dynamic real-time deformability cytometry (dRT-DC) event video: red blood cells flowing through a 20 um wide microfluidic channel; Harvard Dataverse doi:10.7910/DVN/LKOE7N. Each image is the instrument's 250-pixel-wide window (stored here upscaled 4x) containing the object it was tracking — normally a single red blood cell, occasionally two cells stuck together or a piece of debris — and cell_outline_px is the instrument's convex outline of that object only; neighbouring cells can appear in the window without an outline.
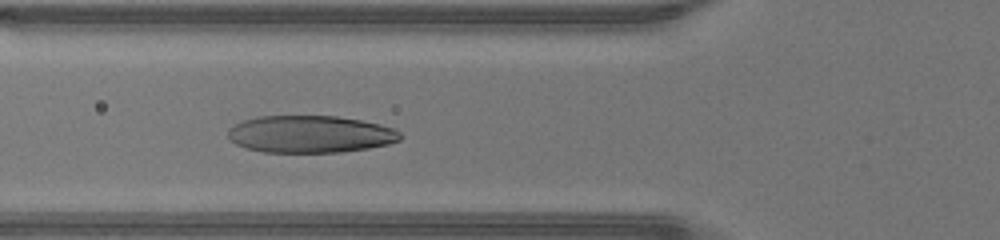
{"species": "human", "species_latin": "Homo sapiens", "temperature_condition": "warm", "stored_images_in_passage": 39, "camera_frame_rate_fps": 3000, "um_per_image_px": 0.085, "donor": {"sex": "male"}, "frame": {"image": 1, "passage_image": 12, "time_ms": 3.667, "image_size_px": [1000, 240], "cell_outline_px": [[404, 136], [400, 140], [388, 144], [368, 148], [340, 152], [264, 152], [248, 148], [236, 144], [228, 140], [228, 128], [232, 124], [256, 116], [336, 116], [360, 120], [380, 124], [392, 128], [400, 132]], "centroid_in_image_um": [26.35, 11.4], "position_along_channel_um": 99.5, "area_um2": 37.51}}
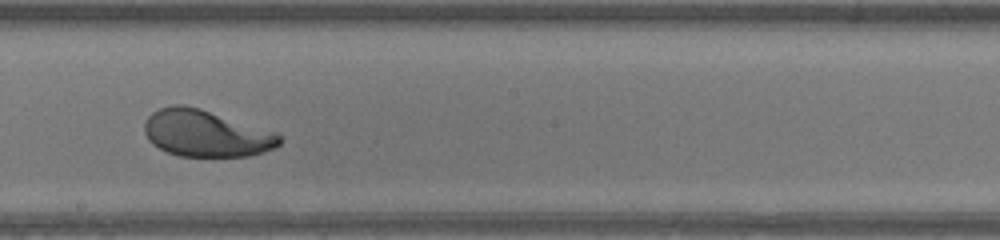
{"frame": {"image": 2, "passage_image": 21, "time_ms": 6.667, "image_size_px": [1000, 240], "cell_outline_px": [[280, 144], [264, 152], [248, 156], [180, 156], [168, 152], [152, 144], [148, 140], [144, 132], [144, 124], [148, 116], [152, 112], [160, 108], [172, 104], [184, 104], [200, 108], [280, 132]], "centroid_in_image_um": [17.52, 11.32], "position_along_channel_um": 230.7, "area_um2": 37.11}}
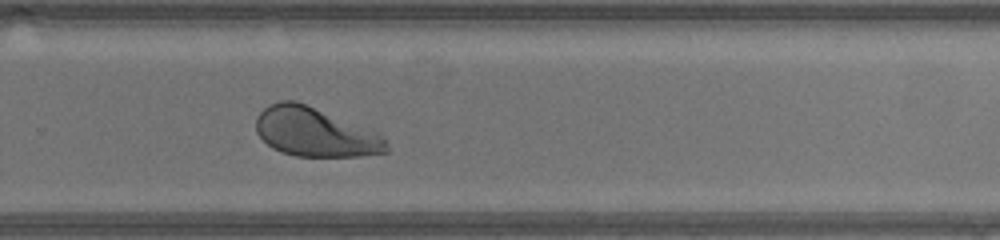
{"frame": {"image": 3, "passage_image": 26, "time_ms": 8.333, "image_size_px": [1000, 240], "cell_outline_px": [[388, 152], [360, 156], [296, 156], [280, 152], [272, 148], [256, 132], [256, 116], [268, 104], [280, 100], [296, 100], [376, 132], [384, 136], [388, 148]], "centroid_in_image_um": [26.75, 11.23], "position_along_channel_um": 303.1, "area_um2": 37.11}, "authors_computed_cell_mechanics": {"area_um2": 38.0902, "velocity_mm_per_s": 4.3506, "shape_relaxation_time_tau1_ms": 2.3635, "shape_relaxation_time_tau2_ms": 4.0095, "deformation_change_tau1": 0.1749, "deformation_change_tau2": 0.0756}}